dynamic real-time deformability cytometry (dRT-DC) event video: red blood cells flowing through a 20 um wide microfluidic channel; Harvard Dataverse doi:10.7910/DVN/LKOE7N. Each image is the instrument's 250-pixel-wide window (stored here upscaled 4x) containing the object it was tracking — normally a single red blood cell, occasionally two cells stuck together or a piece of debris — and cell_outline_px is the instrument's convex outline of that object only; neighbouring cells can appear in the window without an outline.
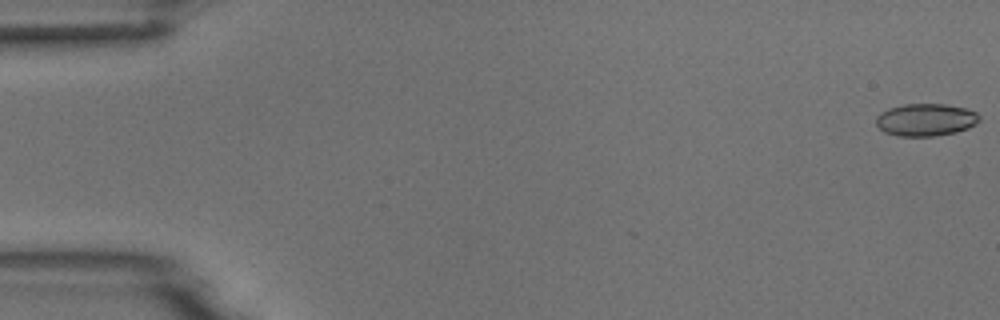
{"species": "common noctule bat (a hibernating species)", "species_latin": "Nyctalus noctula", "temperature_condition": "room temperature", "stored_images_in_passage": 6, "camera_frame_rate_fps": 3000, "um_per_image_px": 0.085, "animal": {"sex": "male", "body_mass_g": 18.8}, "frame": {"image": 1, "passage_image": 1, "time_ms": 0.0, "image_size_px": [1000, 320], "cell_outline_px": [[980, 120], [976, 124], [968, 128], [956, 132], [936, 136], [900, 136], [884, 132], [876, 124], [876, 116], [880, 112], [888, 108], [904, 104], [944, 104], [964, 108], [976, 112], [980, 116]], "centroid_in_image_um": [78.68, 10.18], "position_along_channel_um": 6.3, "area_um2": 19.59}}
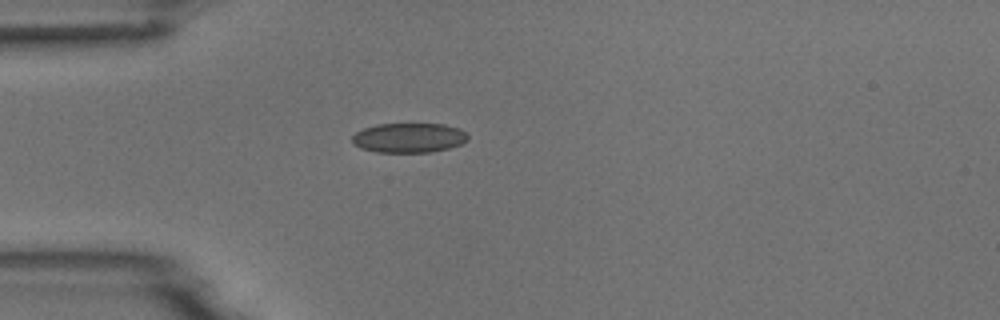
{"frame": {"image": 2, "passage_image": 5, "time_ms": 4.667, "image_size_px": [1000, 320], "cell_outline_px": [[468, 140], [460, 144], [448, 148], [432, 152], [376, 152], [360, 148], [352, 144], [352, 136], [356, 132], [364, 128], [376, 124], [444, 124], [460, 128], [468, 136]], "centroid_in_image_um": [34.73, 11.71], "position_along_channel_um": 50.3, "area_um2": 20.06}}